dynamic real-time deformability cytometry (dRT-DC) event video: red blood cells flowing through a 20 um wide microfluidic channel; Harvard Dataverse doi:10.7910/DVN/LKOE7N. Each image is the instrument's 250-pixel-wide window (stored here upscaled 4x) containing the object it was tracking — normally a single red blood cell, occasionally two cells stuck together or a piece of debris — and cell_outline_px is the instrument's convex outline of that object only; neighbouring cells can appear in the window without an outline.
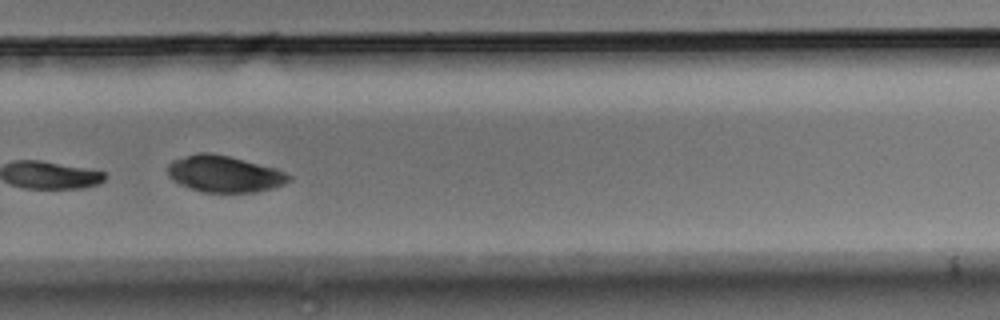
{"species": "Egyptian fruit bat (a non-hibernating species)", "species_latin": "Rousettus aegyptiacus", "temperature_condition": "room temperature", "stored_images_in_passage": 10, "camera_frame_rate_fps": 3000, "um_per_image_px": 0.085, "animal": {"sex": "male"}, "frame": {"image": 1, "passage_image": 10, "time_ms": 3.0, "image_size_px": [1000, 320], "cell_outline_px": [[292, 180], [284, 184], [272, 188], [256, 192], [204, 192], [180, 184], [172, 180], [168, 176], [168, 164], [172, 160], [200, 152], [208, 152], [228, 156], [276, 168], [292, 176]], "centroid_in_image_um": [19.08, 14.78], "position_along_channel_um": 310.7, "area_um2": 25.66}}